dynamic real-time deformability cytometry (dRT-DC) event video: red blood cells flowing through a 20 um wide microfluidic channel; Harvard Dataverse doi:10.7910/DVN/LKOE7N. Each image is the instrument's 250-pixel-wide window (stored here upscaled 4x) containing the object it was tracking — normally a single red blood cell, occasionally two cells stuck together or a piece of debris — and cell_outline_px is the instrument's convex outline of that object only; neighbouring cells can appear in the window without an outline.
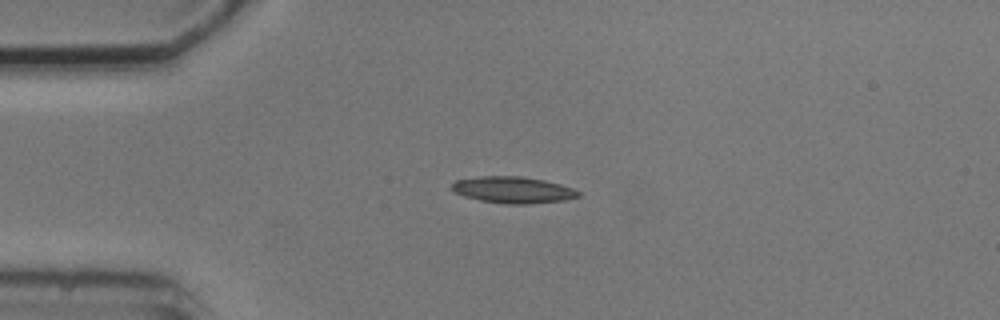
{"species": "common noctule bat (a hibernating species)", "species_latin": "Nyctalus noctula", "temperature_condition": "cold", "stored_images_in_passage": 8, "camera_frame_rate_fps": 3000, "um_per_image_px": 0.085, "animal": {"sex": "male", "body_mass_g": 20.5, "forearm_length_mm": 52.5}, "frame": {"image": 1, "passage_image": 4, "time_ms": 3.667, "image_size_px": [1000, 320], "cell_outline_px": [[580, 196], [564, 200], [528, 204], [508, 204], [480, 200], [464, 196], [456, 192], [452, 188], [452, 184], [456, 180], [480, 176], [520, 176], [544, 180], [560, 184], [572, 188], [580, 192]], "centroid_in_image_um": [43.62, 16.14], "position_along_channel_um": 41.4, "area_um2": 19.36}}
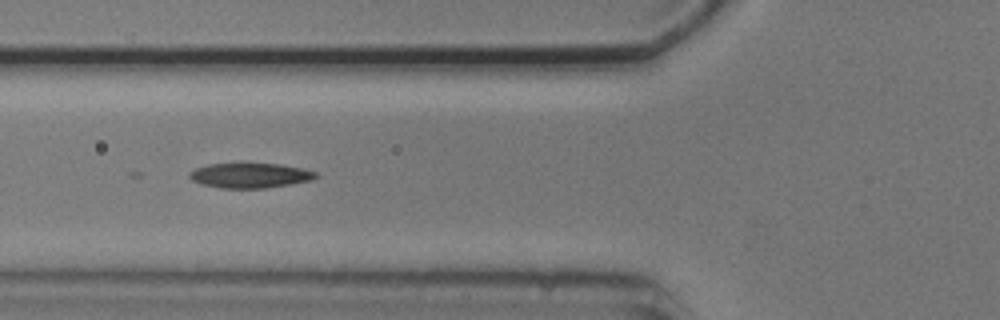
{"frame": {"image": 2, "passage_image": 6, "time_ms": 6.0, "image_size_px": [1000, 320], "cell_outline_px": [[320, 176], [312, 180], [264, 188], [220, 188], [200, 184], [192, 180], [188, 176], [188, 172], [196, 168], [208, 164], [280, 164], [304, 168], [316, 172]], "centroid_in_image_um": [21.25, 14.91], "position_along_channel_um": 104.6, "area_um2": 18.32}}
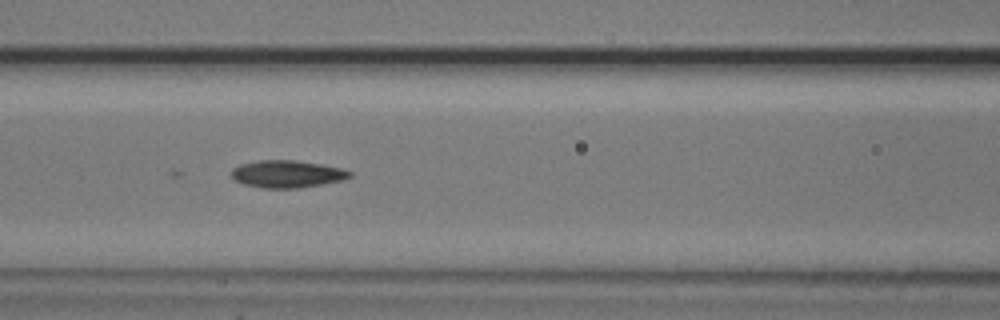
{"frame": {"image": 3, "passage_image": 7, "time_ms": 7.0, "image_size_px": [1000, 320], "cell_outline_px": [[352, 176], [344, 180], [296, 188], [264, 188], [244, 184], [236, 180], [232, 176], [232, 168], [240, 164], [256, 160], [296, 160], [320, 164], [340, 168], [352, 172]], "centroid_in_image_um": [24.4, 14.78], "position_along_channel_um": 142.2, "area_um2": 18.73}}